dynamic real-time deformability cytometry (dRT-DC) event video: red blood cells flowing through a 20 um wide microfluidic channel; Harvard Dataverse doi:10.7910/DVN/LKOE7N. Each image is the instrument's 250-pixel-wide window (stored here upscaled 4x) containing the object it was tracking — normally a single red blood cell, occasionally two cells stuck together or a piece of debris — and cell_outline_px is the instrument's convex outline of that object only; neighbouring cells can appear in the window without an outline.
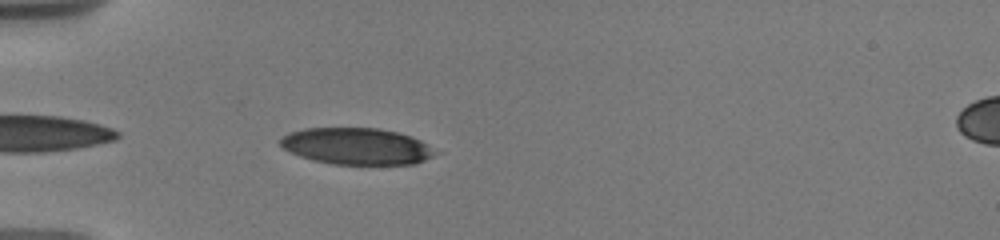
{"species": "human", "species_latin": "Homo sapiens", "temperature_condition": "warm", "stored_images_in_passage": 10, "camera_frame_rate_fps": 3000, "um_per_image_px": 0.085, "donor": {"sex": "male"}, "frame": {"image": 1, "passage_image": 2, "time_ms": 0.667, "image_size_px": [1000, 240], "cell_outline_px": [[444, 152], [416, 164], [332, 164], [312, 160], [300, 156], [284, 148], [280, 144], [280, 140], [288, 132], [304, 128], [380, 128], [412, 136]], "centroid_in_image_um": [30.4, 12.43], "position_along_channel_um": 54.6, "area_um2": 33.41}}
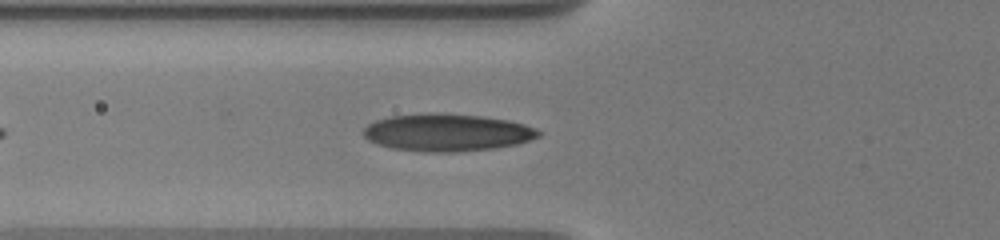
{"frame": {"image": 2, "passage_image": 7, "time_ms": 2.0, "image_size_px": [1000, 240], "cell_outline_px": [[544, 132], [540, 136], [516, 144], [496, 148], [460, 152], [424, 152], [392, 148], [376, 144], [368, 140], [364, 136], [364, 128], [368, 124], [376, 120], [388, 116], [484, 116], [508, 120], [524, 124], [536, 128]], "centroid_in_image_um": [38.05, 11.32], "position_along_channel_um": 87.8, "area_um2": 37.17}}